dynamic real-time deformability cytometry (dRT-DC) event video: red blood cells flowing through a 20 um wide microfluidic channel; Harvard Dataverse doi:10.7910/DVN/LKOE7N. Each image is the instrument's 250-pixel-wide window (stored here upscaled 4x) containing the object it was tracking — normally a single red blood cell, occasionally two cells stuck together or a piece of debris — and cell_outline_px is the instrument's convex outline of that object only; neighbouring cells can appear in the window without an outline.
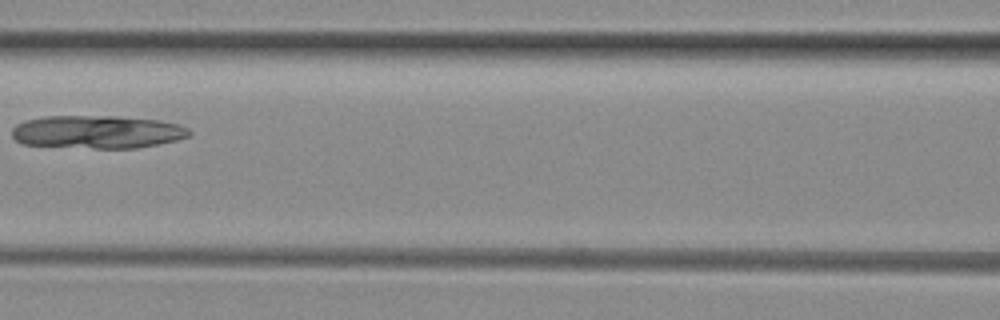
{"species": "common noctule bat (a hibernating species)", "species_latin": "Nyctalus noctula", "temperature_condition": "room temperature", "stored_images_in_passage": 30, "camera_frame_rate_fps": 3000, "um_per_image_px": 0.085, "animal": {"sex": "female", "body_mass_g": 29.2, "forearm_length_mm": 56.3}, "frame": {"image": 1, "passage_image": 6, "time_ms": 1.667, "image_size_px": [1000, 320], "cell_outline_px": [[192, 132], [188, 136], [176, 140], [136, 148], [96, 148], [24, 144], [16, 140], [12, 136], [12, 128], [16, 124], [24, 120], [44, 116], [116, 116], [160, 120], [180, 124], [188, 128]], "centroid_in_image_um": [8.27, 11.2], "position_along_channel_um": 158.3, "area_um2": 34.1}}
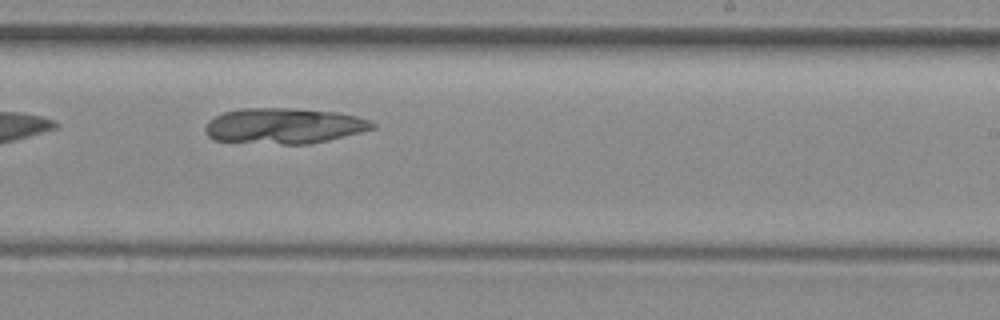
{"frame": {"image": 2, "passage_image": 14, "time_ms": 4.333, "image_size_px": [1000, 320], "cell_outline_px": [[376, 128], [360, 132], [308, 144], [284, 144], [212, 140], [208, 136], [204, 128], [208, 120], [224, 112], [240, 108], [296, 108], [336, 112], [356, 116], [368, 120], [376, 124]], "centroid_in_image_um": [24.11, 10.69], "position_along_channel_um": 264.9, "area_um2": 34.56}}
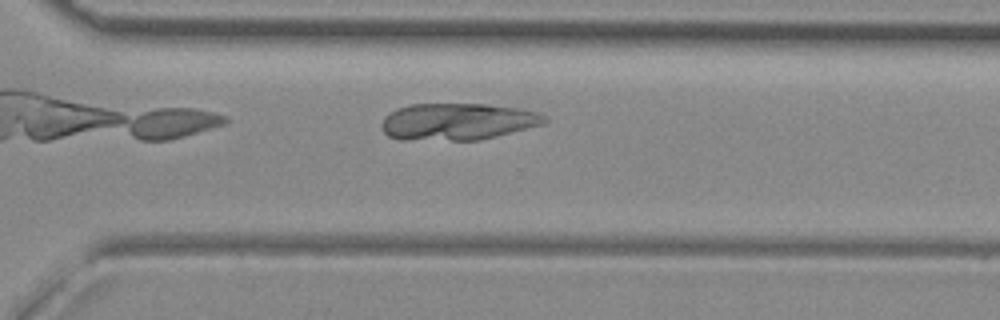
{"frame": {"image": 3, "passage_image": 19, "time_ms": 6.0, "image_size_px": [1000, 320], "cell_outline_px": [[548, 120], [544, 124], [480, 140], [400, 140], [388, 136], [380, 128], [380, 124], [384, 116], [396, 108], [412, 104], [488, 104], [516, 108], [536, 112], [544, 116]], "centroid_in_image_um": [38.82, 10.34], "position_along_channel_um": 331.8, "area_um2": 35.2}}